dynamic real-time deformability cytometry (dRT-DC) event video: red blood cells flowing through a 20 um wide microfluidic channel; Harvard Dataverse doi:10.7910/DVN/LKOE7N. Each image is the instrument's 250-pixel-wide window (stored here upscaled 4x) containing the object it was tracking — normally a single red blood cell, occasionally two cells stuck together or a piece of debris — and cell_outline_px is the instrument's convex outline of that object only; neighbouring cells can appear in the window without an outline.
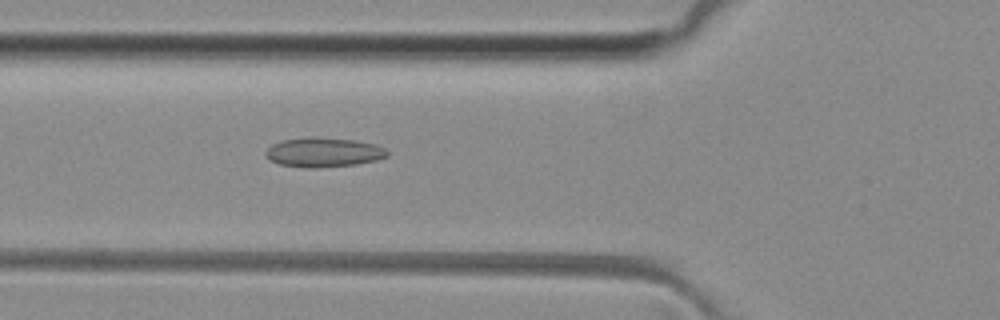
{"species": "common noctule bat (a hibernating species)", "species_latin": "Nyctalus noctula", "temperature_condition": "room temperature", "stored_images_in_passage": 50, "camera_frame_rate_fps": 3000, "um_per_image_px": 0.085, "animal": {"sex": "female", "body_mass_g": 29.2, "forearm_length_mm": 56.3}, "frame": {"image": 1, "passage_image": 18, "time_ms": 5.667, "image_size_px": [1000, 320], "cell_outline_px": [[388, 156], [376, 160], [356, 164], [320, 168], [304, 168], [280, 164], [268, 160], [264, 152], [272, 144], [280, 140], [312, 136], [356, 140], [376, 144], [384, 148], [388, 152]], "centroid_in_image_um": [27.47, 12.94], "position_along_channel_um": 98.3, "area_um2": 21.21}}
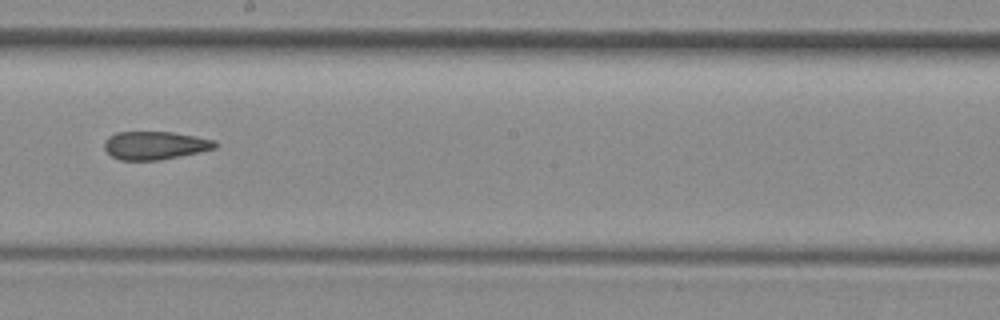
{"frame": {"image": 2, "passage_image": 28, "time_ms": 9.0, "image_size_px": [1000, 320], "cell_outline_px": [[216, 148], [160, 160], [120, 160], [112, 156], [104, 148], [104, 144], [108, 136], [116, 132], [172, 132], [216, 140]], "centroid_in_image_um": [13.15, 12.35], "position_along_channel_um": 235.0, "area_um2": 18.03}}
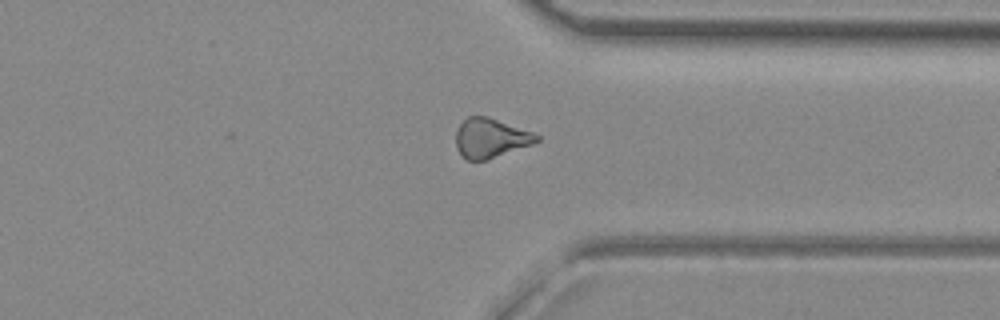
{"frame": {"image": 3, "passage_image": 38, "time_ms": 12.333, "image_size_px": [1000, 320], "cell_outline_px": [[540, 140], [532, 144], [488, 160], [468, 160], [456, 148], [456, 128], [468, 116], [488, 116], [532, 132], [540, 136]], "centroid_in_image_um": [41.69, 11.73], "position_along_channel_um": 369.7, "area_um2": 18.5}, "authors_computed_cell_mechanics": {"area_um2": 19.363, "velocity_mm_per_s": 4.0978, "shape_relaxation_time_tau1_ms": null, "shape_relaxation_time_tau2_ms": 4.5273, "deformation_change_tau1": null, "deformation_change_tau2": 0.1429}}